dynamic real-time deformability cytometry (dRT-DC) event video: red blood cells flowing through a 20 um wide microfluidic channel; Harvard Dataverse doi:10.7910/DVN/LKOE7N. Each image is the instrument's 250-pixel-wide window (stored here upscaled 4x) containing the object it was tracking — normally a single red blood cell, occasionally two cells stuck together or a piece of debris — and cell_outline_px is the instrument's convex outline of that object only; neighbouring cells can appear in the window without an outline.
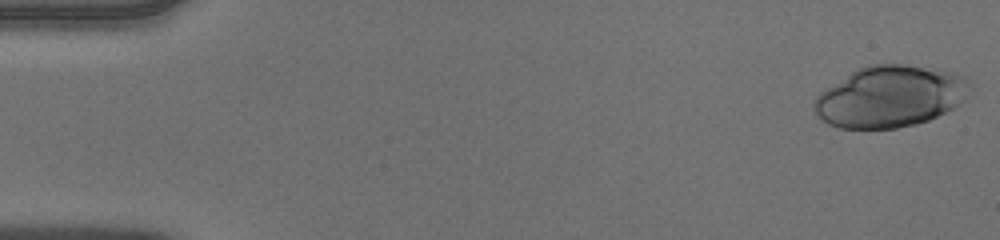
{"species": "human", "species_latin": "Homo sapiens", "temperature_condition": "warm", "stored_images_in_passage": 51, "camera_frame_rate_fps": 3000, "um_per_image_px": 0.085, "donor": {"sex": "male"}, "frame": {"image": 1, "passage_image": 1, "time_ms": 0.0, "image_size_px": [1000, 240], "cell_outline_px": [[968, 80], [956, 104], [952, 108], [928, 120], [916, 124], [896, 128], [840, 128], [828, 124], [816, 116], [812, 108], [812, 104], [816, 96], [820, 92], [856, 68], [868, 64], [904, 64], [948, 72], [964, 76]], "centroid_in_image_um": [75.49, 8.21], "position_along_channel_um": 9.5, "area_um2": 54.74}}
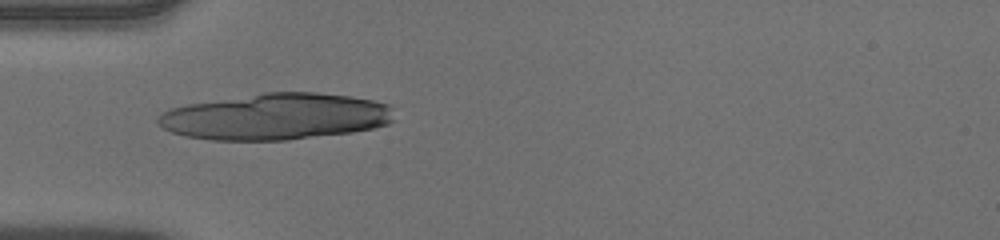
{"frame": {"image": 2, "passage_image": 16, "time_ms": 5.0, "image_size_px": [1000, 240], "cell_outline_px": [[396, 120], [388, 124], [372, 128], [352, 132], [288, 140], [212, 140], [184, 136], [172, 132], [164, 128], [156, 120], [156, 116], [168, 108], [184, 104], [264, 92], [316, 92], [348, 96], [372, 100], [388, 104], [392, 108]], "centroid_in_image_um": [23.42, 9.91], "position_along_channel_um": 61.6, "area_um2": 64.33}}